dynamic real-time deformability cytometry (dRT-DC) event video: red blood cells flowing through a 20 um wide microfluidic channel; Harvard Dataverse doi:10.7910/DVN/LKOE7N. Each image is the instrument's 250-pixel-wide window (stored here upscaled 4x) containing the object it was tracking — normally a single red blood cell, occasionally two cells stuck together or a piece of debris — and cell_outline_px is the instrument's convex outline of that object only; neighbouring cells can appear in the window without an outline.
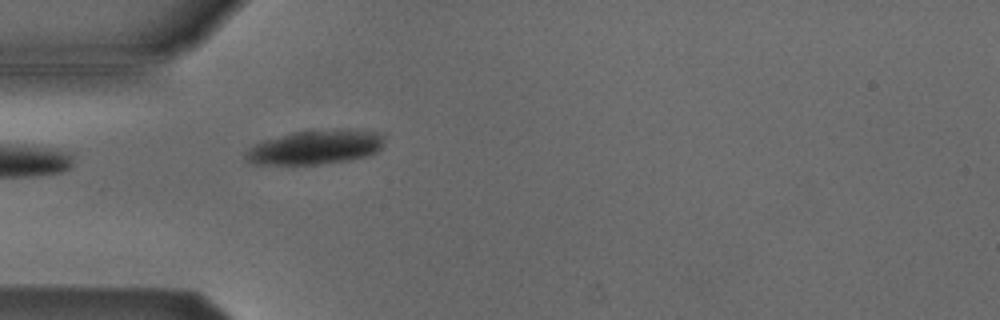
{"species": "Egyptian fruit bat (a non-hibernating species)", "species_latin": "Rousettus aegyptiacus", "temperature_condition": "cold", "stored_images_in_passage": 38, "camera_frame_rate_fps": 3000, "um_per_image_px": 0.085, "animal": {"sex": "male"}, "frame": {"image": 1, "passage_image": 1, "time_ms": 0.0, "image_size_px": [1000, 320], "cell_outline_px": [[384, 136], [380, 148], [376, 152], [352, 160], [320, 164], [252, 164], [244, 160], [244, 152], [248, 148], [264, 140], [292, 132], [332, 128], [352, 128], [376, 132]], "centroid_in_image_um": [26.78, 12.49], "position_along_channel_um": 58.2, "area_um2": 28.03}}
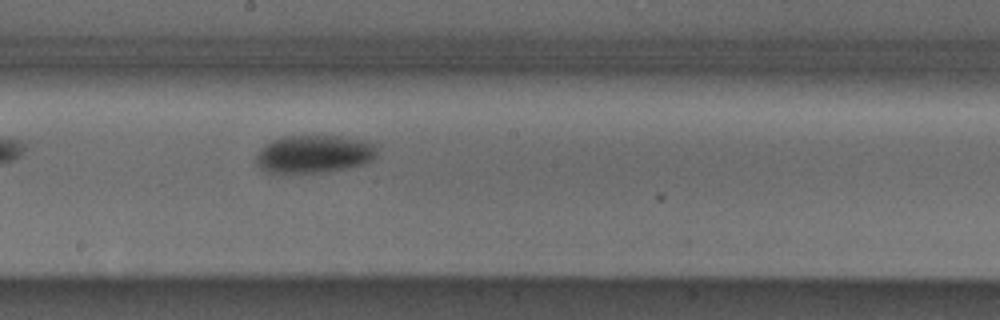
{"frame": {"image": 2, "passage_image": 14, "time_ms": 4.333, "image_size_px": [1000, 320], "cell_outline_px": [[376, 156], [372, 160], [364, 164], [344, 168], [320, 172], [280, 176], [268, 172], [260, 168], [256, 164], [256, 156], [260, 148], [264, 144], [280, 136], [340, 136], [364, 140], [376, 144]], "centroid_in_image_um": [26.62, 13.12], "position_along_channel_um": 221.6, "area_um2": 27.4}}
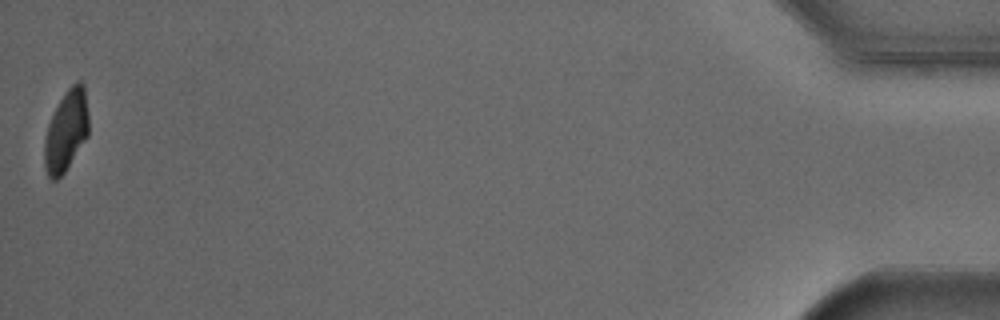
{"frame": {"image": 3, "passage_image": 38, "time_ms": 12.333, "image_size_px": [1000, 320], "cell_outline_px": [[88, 136], [64, 172], [56, 180], [52, 180], [48, 176], [44, 168], [44, 140], [48, 124], [60, 100], [68, 88], [76, 80], [80, 80], [84, 84], [88, 112]], "centroid_in_image_um": [5.63, 11.11], "position_along_channel_um": 429.6, "area_um2": 20.87}, "authors_computed_cell_mechanics": {"area_um2": 25.9233, "velocity_mm_per_s": 3.8645, "shape_relaxation_time_tau1_ms": 1.679, "shape_relaxation_time_tau2_ms": null, "deformation_change_tau1": 0.0965, "deformation_change_tau2": null}}